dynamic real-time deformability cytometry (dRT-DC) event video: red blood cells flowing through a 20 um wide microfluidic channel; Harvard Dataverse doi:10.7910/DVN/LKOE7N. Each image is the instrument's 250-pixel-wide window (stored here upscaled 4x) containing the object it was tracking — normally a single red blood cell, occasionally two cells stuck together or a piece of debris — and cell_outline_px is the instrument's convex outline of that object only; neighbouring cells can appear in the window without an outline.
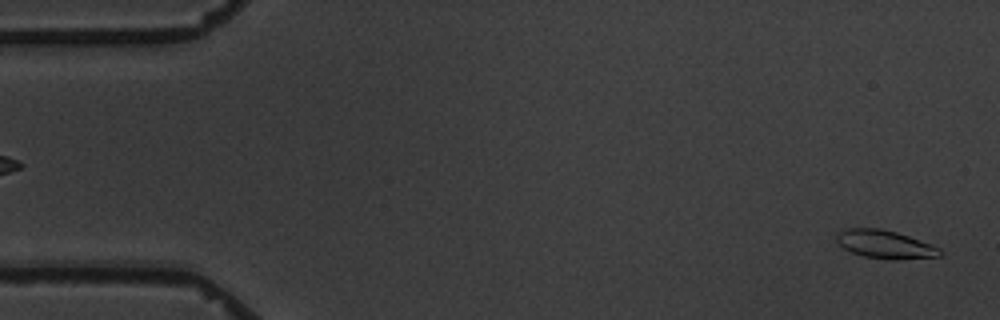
{"species": "common noctule bat (a hibernating species)", "species_latin": "Nyctalus noctula", "temperature_condition": "warm", "stored_images_in_passage": 3, "camera_frame_rate_fps": 3000, "um_per_image_px": 0.085, "animal": {"sex": "male", "body_mass_g": 19.5, "forearm_length_mm": 54.6}, "frame": {"image": 1, "passage_image": 3, "time_ms": 2.333, "image_size_px": [1000, 320], "cell_outline_px": [[944, 252], [940, 256], [900, 260], [892, 260], [864, 256], [852, 252], [844, 248], [836, 240], [836, 232], [848, 228], [880, 228], [896, 232], [908, 236], [940, 248]], "centroid_in_image_um": [75.23, 20.77], "position_along_channel_um": 9.8, "area_um2": 16.99}}